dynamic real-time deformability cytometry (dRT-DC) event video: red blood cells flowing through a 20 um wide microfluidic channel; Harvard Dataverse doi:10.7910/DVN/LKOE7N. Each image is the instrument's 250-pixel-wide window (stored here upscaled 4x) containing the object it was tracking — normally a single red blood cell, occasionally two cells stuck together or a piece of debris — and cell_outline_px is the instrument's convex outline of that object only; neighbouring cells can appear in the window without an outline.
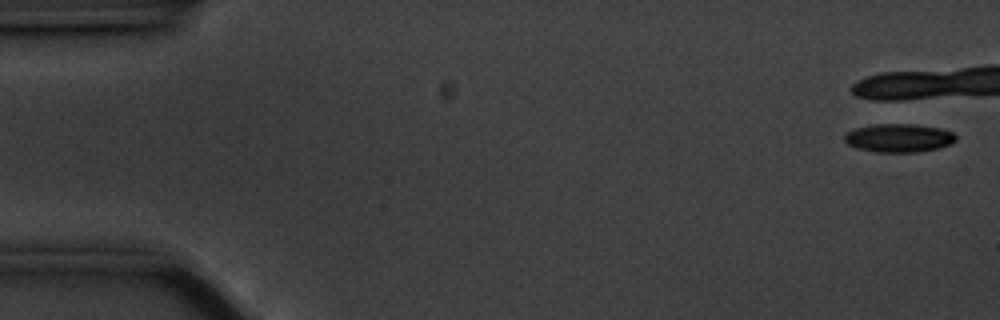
{"species": "common noctule bat (a hibernating species)", "species_latin": "Nyctalus noctula", "temperature_condition": "cold", "stored_images_in_passage": 7, "camera_frame_rate_fps": 3000, "um_per_image_px": 0.085, "animal": {"sex": "male", "body_mass_g": 20.1, "forearm_length_mm": 53.5}, "frame": {"image": 1, "passage_image": 2, "time_ms": 0.333, "image_size_px": [1000, 320], "cell_outline_px": [[956, 140], [948, 144], [936, 148], [916, 152], [876, 152], [856, 148], [848, 144], [844, 140], [844, 136], [848, 132], [856, 128], [872, 124], [912, 124], [940, 128], [952, 132], [956, 136]], "centroid_in_image_um": [76.37, 11.72], "position_along_channel_um": 8.6, "area_um2": 18.26}}